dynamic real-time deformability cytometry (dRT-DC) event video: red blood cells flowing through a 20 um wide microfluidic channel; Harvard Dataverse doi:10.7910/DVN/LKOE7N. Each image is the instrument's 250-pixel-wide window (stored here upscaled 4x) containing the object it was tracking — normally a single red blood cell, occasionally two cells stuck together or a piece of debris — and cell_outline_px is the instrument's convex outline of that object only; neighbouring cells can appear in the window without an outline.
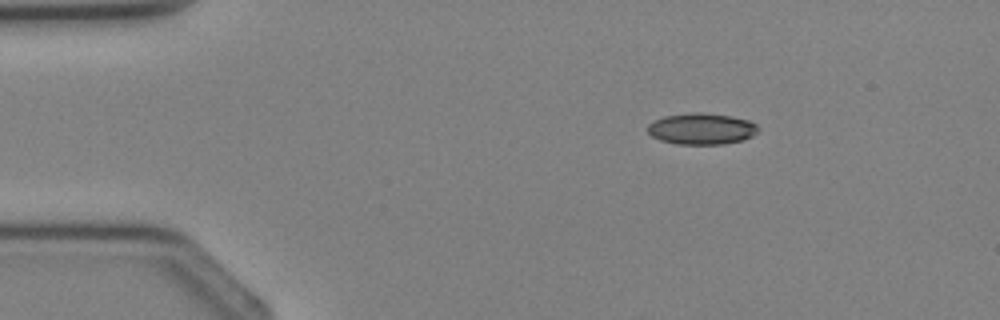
{"species": "Egyptian fruit bat (a non-hibernating species)", "species_latin": "Rousettus aegyptiacus", "temperature_condition": "cold", "stored_images_in_passage": 2, "camera_frame_rate_fps": 3000, "um_per_image_px": 0.085, "animal": {"sex": "female"}, "frame": {"image": 1, "passage_image": 1, "time_ms": 0.0, "image_size_px": [1000, 320], "cell_outline_px": [[760, 128], [752, 136], [744, 140], [724, 144], [676, 144], [660, 140], [652, 136], [648, 132], [648, 124], [652, 120], [664, 116], [696, 112], [704, 112], [732, 116], [748, 120], [756, 124]], "centroid_in_image_um": [59.63, 10.94], "position_along_channel_um": 25.4, "area_um2": 20.35}}